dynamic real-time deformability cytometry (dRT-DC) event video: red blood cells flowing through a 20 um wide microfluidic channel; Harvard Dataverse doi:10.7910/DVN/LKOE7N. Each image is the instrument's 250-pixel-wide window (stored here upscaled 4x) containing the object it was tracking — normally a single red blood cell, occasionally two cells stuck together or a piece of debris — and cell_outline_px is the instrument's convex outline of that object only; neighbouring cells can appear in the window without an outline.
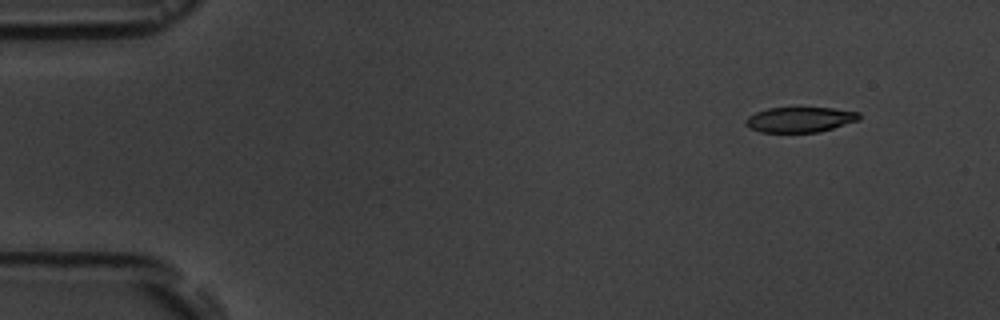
{"species": "common noctule bat (a hibernating species)", "species_latin": "Nyctalus noctula", "temperature_condition": "room temperature", "stored_images_in_passage": 4, "camera_frame_rate_fps": 3000, "um_per_image_px": 0.085, "animal": {"sex": "male", "body_mass_g": 19.5, "forearm_length_mm": 54.6}, "frame": {"image": 1, "passage_image": 1, "time_ms": 0.0, "image_size_px": [1000, 320], "cell_outline_px": [[860, 120], [820, 132], [760, 132], [744, 124], [744, 120], [748, 116], [756, 112], [768, 108], [832, 108], [860, 112]], "centroid_in_image_um": [68.01, 10.16], "position_along_channel_um": 17.0, "area_um2": 16.7}}
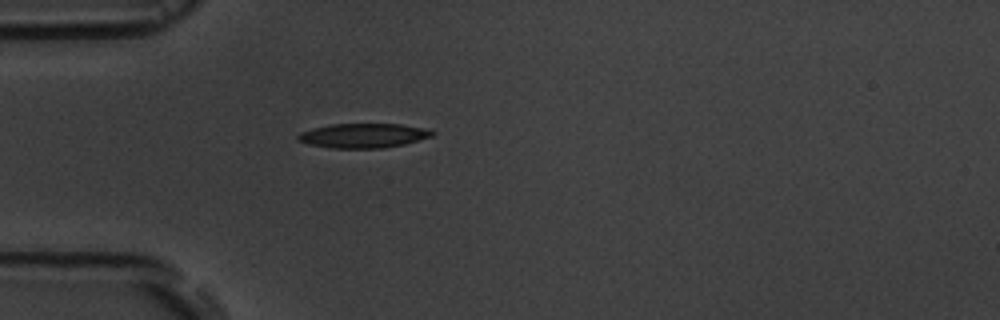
{"frame": {"image": 2, "passage_image": 4, "time_ms": 3.667, "image_size_px": [1000, 320], "cell_outline_px": [[436, 132], [432, 136], [404, 144], [384, 148], [332, 148], [308, 144], [296, 140], [296, 136], [300, 132], [312, 128], [332, 124], [400, 124], [424, 128]], "centroid_in_image_um": [30.85, 11.53], "position_along_channel_um": 54.2, "area_um2": 19.13}}